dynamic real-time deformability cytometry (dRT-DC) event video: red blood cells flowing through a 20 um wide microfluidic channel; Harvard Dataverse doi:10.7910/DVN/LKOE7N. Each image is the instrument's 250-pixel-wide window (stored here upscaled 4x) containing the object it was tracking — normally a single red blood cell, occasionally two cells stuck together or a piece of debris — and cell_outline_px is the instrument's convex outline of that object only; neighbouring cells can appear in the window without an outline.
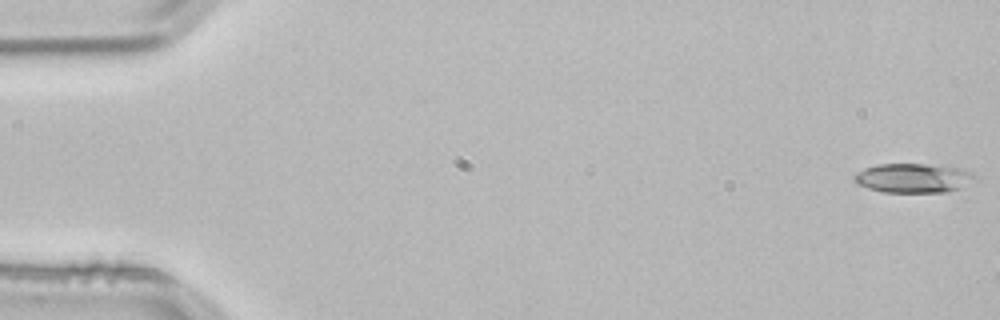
{"species": "common noctule bat (a hibernating species)", "species_latin": "Nyctalus noctula", "temperature_condition": "room temperature", "stored_images_in_passage": 3, "camera_frame_rate_fps": 3000, "um_per_image_px": 0.085, "animal": {"sex": "male", "body_mass_g": 21.5, "forearm_length_mm": 52.0}, "frame": {"image": 1, "passage_image": 1, "time_ms": 0.0, "image_size_px": [1000, 320], "cell_outline_px": [[980, 180], [960, 188], [948, 192], [884, 192], [868, 188], [856, 184], [852, 180], [852, 176], [856, 172], [864, 168], [876, 164], [924, 164], [964, 168], [980, 176]], "centroid_in_image_um": [77.69, 15.13], "position_along_channel_um": 7.3, "area_um2": 21.21}}